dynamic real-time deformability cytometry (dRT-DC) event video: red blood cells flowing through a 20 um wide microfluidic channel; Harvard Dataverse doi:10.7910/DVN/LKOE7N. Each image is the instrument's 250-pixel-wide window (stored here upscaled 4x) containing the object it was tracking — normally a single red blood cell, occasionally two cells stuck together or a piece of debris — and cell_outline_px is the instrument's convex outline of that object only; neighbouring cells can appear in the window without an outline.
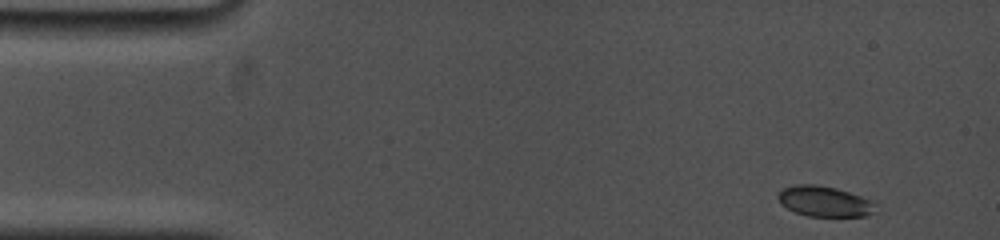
{"species": "common noctule bat (a hibernating species)", "species_latin": "Nyctalus noctula", "temperature_condition": "cold", "stored_images_in_passage": 78, "camera_frame_rate_fps": 5000, "um_per_image_px": 0.085, "animal": {"sex": "female", "body_mass_g": 19.0, "forearm_length_mm": 53.3}, "frame": {"image": 1, "passage_image": 1, "time_ms": 0.0, "image_size_px": [1000, 240], "cell_outline_px": [[876, 212], [868, 216], [808, 216], [796, 212], [780, 204], [776, 196], [784, 188], [796, 184], [816, 184], [836, 188], [860, 196], [876, 204]], "centroid_in_image_um": [70.08, 17.12], "position_along_channel_um": 14.9, "area_um2": 17.28}}
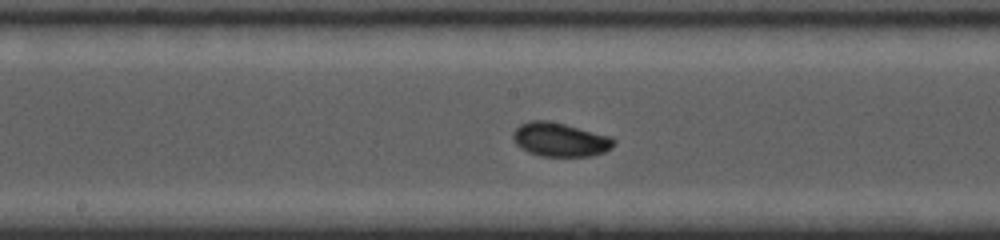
{"frame": {"image": 2, "passage_image": 39, "time_ms": 7.6, "image_size_px": [1000, 240], "cell_outline_px": [[616, 144], [612, 148], [604, 152], [592, 156], [540, 156], [528, 152], [520, 148], [512, 140], [512, 132], [520, 124], [532, 120], [548, 120], [612, 136], [616, 140]], "centroid_in_image_um": [47.61, 11.87], "position_along_channel_um": 200.6, "area_um2": 20.17}}
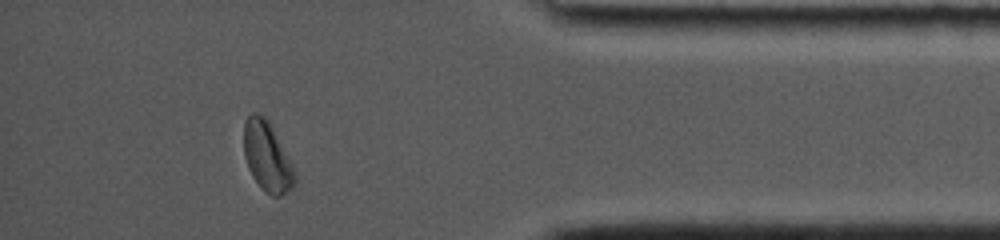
{"frame": {"image": 3, "passage_image": 70, "time_ms": 13.8, "image_size_px": [1000, 240], "cell_outline_px": [[296, 184], [292, 188], [280, 196], [272, 196], [264, 192], [252, 176], [248, 168], [244, 156], [244, 124], [248, 116], [252, 112], [256, 112], [264, 116], [268, 120], [292, 164], [296, 172]], "centroid_in_image_um": [22.71, 13.34], "position_along_channel_um": 412.5, "area_um2": 20.69}, "authors_computed_cell_mechanics": {"area_um2": 18.785, "velocity_mm_per_s": 3.7263, "shape_relaxation_time_tau1_ms": 4.2366, "shape_relaxation_time_tau2_ms": null, "deformation_change_tau1": 0.122, "deformation_change_tau2": null}}